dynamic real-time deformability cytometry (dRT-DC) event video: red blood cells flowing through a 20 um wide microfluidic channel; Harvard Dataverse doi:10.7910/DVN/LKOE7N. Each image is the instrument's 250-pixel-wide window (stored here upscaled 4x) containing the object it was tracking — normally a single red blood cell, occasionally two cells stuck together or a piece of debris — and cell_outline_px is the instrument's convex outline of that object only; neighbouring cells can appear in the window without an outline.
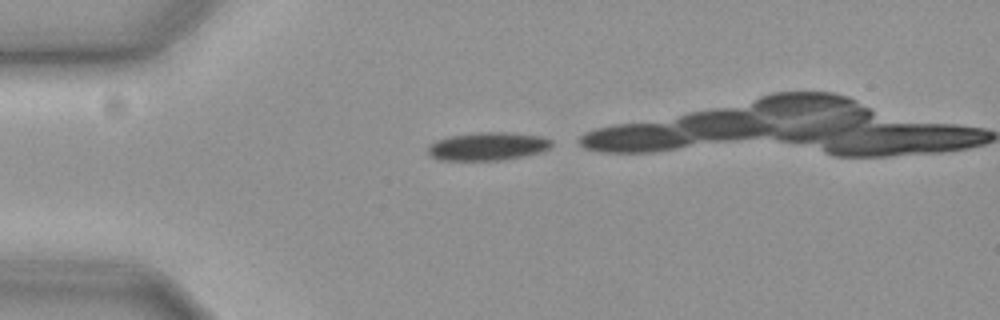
{"species": "common noctule bat (a hibernating species)", "species_latin": "Nyctalus noctula", "temperature_condition": "cold", "stored_images_in_passage": 14, "camera_frame_rate_fps": 3000, "um_per_image_px": 0.085, "animal": {"sex": "female", "body_mass_g": 19.3, "forearm_length_mm": 54.1}, "frame": {"image": 1, "passage_image": 1, "time_ms": 0.0, "image_size_px": [1000, 320], "cell_outline_px": [[552, 144], [544, 152], [504, 160], [436, 160], [428, 156], [428, 148], [432, 144], [440, 140], [452, 136], [488, 132], [500, 132], [540, 136], [552, 140]], "centroid_in_image_um": [41.48, 12.47], "position_along_channel_um": 43.5, "area_um2": 20.0}}
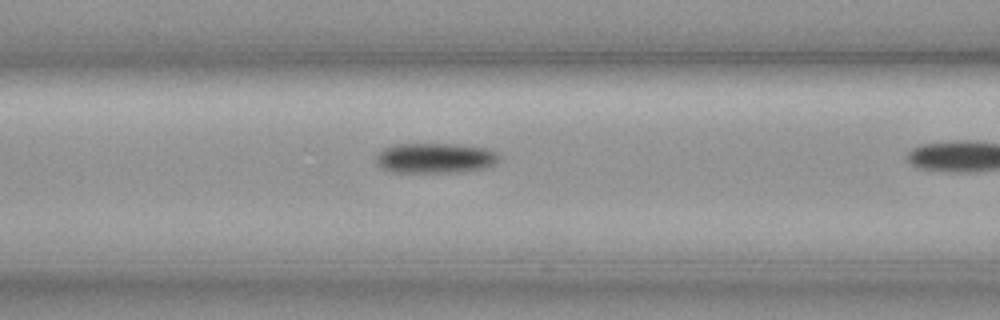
{"frame": {"image": 2, "passage_image": 10, "time_ms": 3.0, "image_size_px": [1000, 320], "cell_outline_px": [[500, 156], [492, 164], [484, 168], [456, 172], [388, 172], [380, 168], [376, 164], [376, 156], [384, 148], [396, 144], [456, 144], [492, 148]], "centroid_in_image_um": [36.96, 13.43], "position_along_channel_um": 129.6, "area_um2": 21.73}}